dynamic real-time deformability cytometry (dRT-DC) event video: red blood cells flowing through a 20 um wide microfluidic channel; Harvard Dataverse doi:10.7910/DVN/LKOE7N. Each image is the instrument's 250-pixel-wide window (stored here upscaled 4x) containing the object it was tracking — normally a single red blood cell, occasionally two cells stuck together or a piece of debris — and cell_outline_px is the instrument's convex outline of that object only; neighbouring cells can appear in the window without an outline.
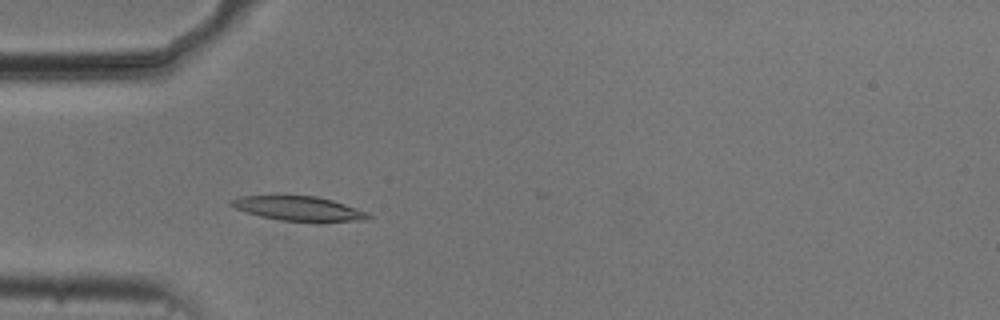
{"species": "common noctule bat (a hibernating species)", "species_latin": "Nyctalus noctula", "temperature_condition": "cold", "stored_images_in_passage": 17, "camera_frame_rate_fps": 3000, "um_per_image_px": 0.085, "animal": {"sex": "male", "body_mass_g": 20.5, "forearm_length_mm": 52.5}, "frame": {"image": 1, "passage_image": 14, "time_ms": 4.333, "image_size_px": [1000, 320], "cell_outline_px": [[372, 216], [368, 220], [320, 224], [280, 220], [260, 216], [236, 208], [228, 204], [228, 200], [240, 196], [316, 196], [332, 200], [368, 212]], "centroid_in_image_um": [25.48, 17.77], "position_along_channel_um": 59.5, "area_um2": 20.17}}